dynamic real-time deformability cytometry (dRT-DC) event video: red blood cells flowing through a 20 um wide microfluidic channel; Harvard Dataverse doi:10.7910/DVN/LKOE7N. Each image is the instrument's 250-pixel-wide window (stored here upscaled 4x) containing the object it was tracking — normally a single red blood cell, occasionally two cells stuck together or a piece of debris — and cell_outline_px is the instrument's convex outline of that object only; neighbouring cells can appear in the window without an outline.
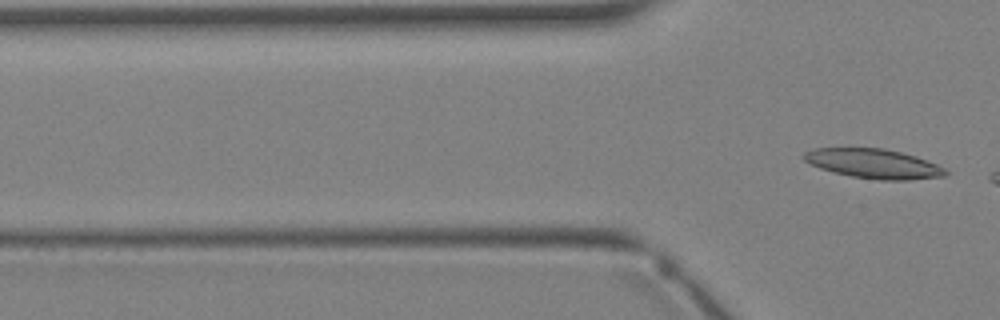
{"species": "Egyptian fruit bat (a non-hibernating species)", "species_latin": "Rousettus aegyptiacus", "temperature_condition": "warm", "stored_images_in_passage": 5, "camera_frame_rate_fps": 3000, "um_per_image_px": 0.085, "animal": {"sex": "female"}, "frame": {"image": 1, "passage_image": 5, "time_ms": 5.0, "image_size_px": [1000, 320], "cell_outline_px": [[948, 176], [908, 180], [880, 180], [852, 176], [832, 172], [820, 168], [804, 160], [800, 156], [804, 152], [812, 148], [884, 148], [916, 156], [928, 160], [944, 168], [948, 172]], "centroid_in_image_um": [74.26, 13.91], "position_along_channel_um": 51.5, "area_um2": 24.45}}